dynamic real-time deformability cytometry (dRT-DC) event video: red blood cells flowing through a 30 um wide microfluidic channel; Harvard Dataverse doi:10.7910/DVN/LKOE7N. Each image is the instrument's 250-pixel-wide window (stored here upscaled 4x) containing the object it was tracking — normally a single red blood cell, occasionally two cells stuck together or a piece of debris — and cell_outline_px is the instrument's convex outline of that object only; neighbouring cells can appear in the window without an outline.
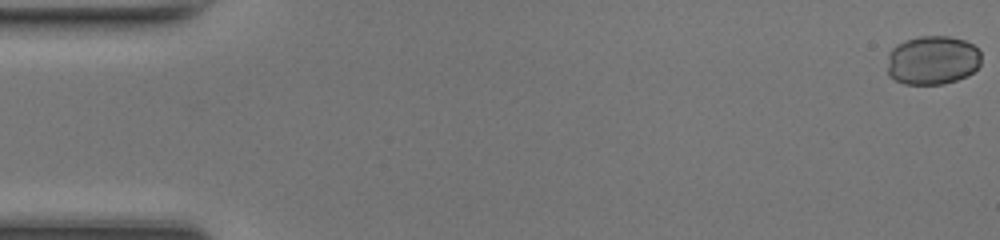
{"species": "common noctule bat (a hibernating species)", "species_latin": "Nyctalus noctula", "temperature_condition": "room temperature", "stored_images_in_passage": 49, "camera_frame_rate_fps": 3000, "um_per_image_px": 0.085, "animal": {"sex": "female", "body_mass_g": 17.0, "forearm_length_mm": 48.0}, "frame": {"image": 1, "passage_image": 1, "time_ms": 0.0, "image_size_px": [1000, 240], "cell_outline_px": [[980, 64], [968, 76], [944, 84], [904, 84], [888, 76], [888, 52], [896, 44], [920, 36], [948, 36], [964, 40], [972, 44], [980, 52]], "centroid_in_image_um": [79.25, 5.12], "position_along_channel_um": 5.8, "area_um2": 26.88}}
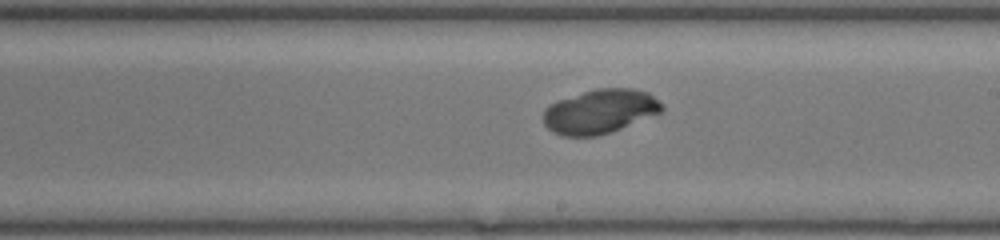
{"frame": {"image": 2, "passage_image": 28, "time_ms": 9.0, "image_size_px": [1000, 240], "cell_outline_px": [[664, 108], [660, 112], [620, 128], [596, 136], [560, 136], [552, 132], [544, 124], [544, 108], [556, 100], [596, 88], [632, 88], [648, 92], [664, 104]], "centroid_in_image_um": [50.97, 9.46], "position_along_channel_um": 238.0, "area_um2": 30.46}}
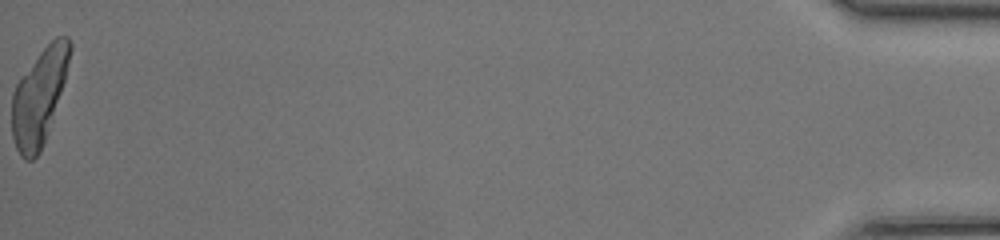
{"frame": {"image": 3, "passage_image": 49, "time_ms": 16.0, "image_size_px": [1000, 240], "cell_outline_px": [[72, 48], [64, 80], [40, 152], [32, 160], [24, 160], [20, 156], [16, 148], [12, 136], [12, 92], [16, 84], [40, 52], [56, 36], [68, 36], [72, 40]], "centroid_in_image_um": [3.31, 8.21], "position_along_channel_um": 431.9, "area_um2": 31.5}}